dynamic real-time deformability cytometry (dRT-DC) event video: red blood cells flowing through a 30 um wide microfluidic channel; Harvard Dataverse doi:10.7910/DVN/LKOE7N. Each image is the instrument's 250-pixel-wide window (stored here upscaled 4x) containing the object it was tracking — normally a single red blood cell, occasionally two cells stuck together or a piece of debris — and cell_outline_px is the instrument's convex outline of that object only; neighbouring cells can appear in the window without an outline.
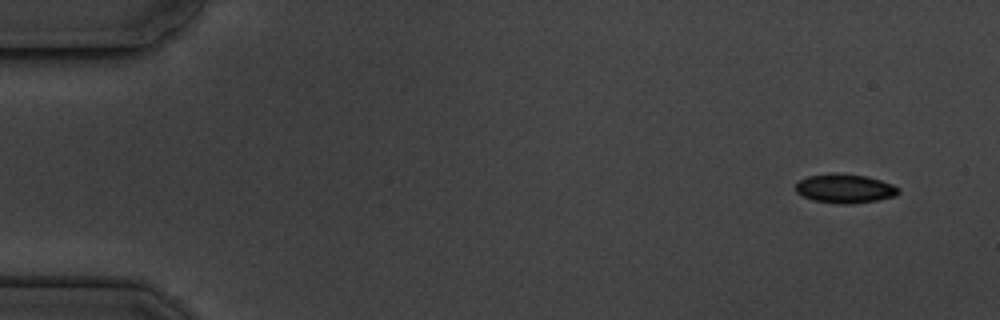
{"species": "common noctule bat (a hibernating species)", "species_latin": "Nyctalus noctula", "temperature_condition": "cold", "stored_images_in_passage": 4, "camera_frame_rate_fps": 3000, "um_per_image_px": 0.085, "animal": {"sex": "male", "body_mass_g": 19.5, "forearm_length_mm": 54.6}, "frame": {"image": 1, "passage_image": 1, "time_ms": 0.0, "image_size_px": [1000, 320], "cell_outline_px": [[900, 192], [896, 196], [876, 200], [848, 204], [840, 204], [812, 200], [796, 192], [796, 184], [800, 180], [808, 176], [836, 172], [868, 176], [892, 184], [900, 188]], "centroid_in_image_um": [71.83, 16.01], "position_along_channel_um": 13.2, "area_um2": 17.46}}
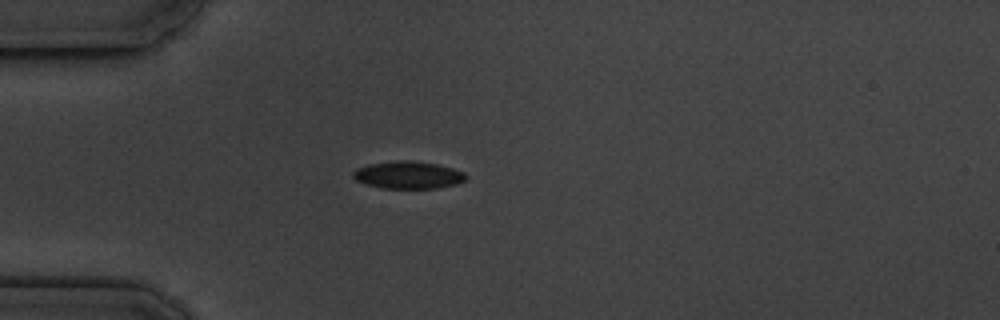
{"frame": {"image": 2, "passage_image": 4, "time_ms": 4.0, "image_size_px": [1000, 320], "cell_outline_px": [[468, 176], [464, 180], [456, 184], [436, 188], [380, 188], [356, 180], [352, 176], [352, 172], [356, 168], [368, 164], [400, 160], [412, 160], [436, 164], [452, 168], [464, 172]], "centroid_in_image_um": [34.68, 14.87], "position_along_channel_um": 50.3, "area_um2": 17.98}}